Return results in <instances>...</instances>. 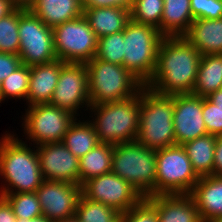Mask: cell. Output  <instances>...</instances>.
Wrapping results in <instances>:
<instances>
[{
	"label": "cell",
	"instance_id": "obj_37",
	"mask_svg": "<svg viewBox=\"0 0 222 222\" xmlns=\"http://www.w3.org/2000/svg\"><path fill=\"white\" fill-rule=\"evenodd\" d=\"M21 64L19 55L0 52V82L13 73Z\"/></svg>",
	"mask_w": 222,
	"mask_h": 222
},
{
	"label": "cell",
	"instance_id": "obj_44",
	"mask_svg": "<svg viewBox=\"0 0 222 222\" xmlns=\"http://www.w3.org/2000/svg\"><path fill=\"white\" fill-rule=\"evenodd\" d=\"M17 222H50V221L45 216L40 215V216L32 218L30 220L17 219Z\"/></svg>",
	"mask_w": 222,
	"mask_h": 222
},
{
	"label": "cell",
	"instance_id": "obj_29",
	"mask_svg": "<svg viewBox=\"0 0 222 222\" xmlns=\"http://www.w3.org/2000/svg\"><path fill=\"white\" fill-rule=\"evenodd\" d=\"M11 206L17 219L30 220L42 215V209L36 192L0 193Z\"/></svg>",
	"mask_w": 222,
	"mask_h": 222
},
{
	"label": "cell",
	"instance_id": "obj_1",
	"mask_svg": "<svg viewBox=\"0 0 222 222\" xmlns=\"http://www.w3.org/2000/svg\"><path fill=\"white\" fill-rule=\"evenodd\" d=\"M201 56L184 36L164 37L154 74L145 86L162 95L191 94Z\"/></svg>",
	"mask_w": 222,
	"mask_h": 222
},
{
	"label": "cell",
	"instance_id": "obj_26",
	"mask_svg": "<svg viewBox=\"0 0 222 222\" xmlns=\"http://www.w3.org/2000/svg\"><path fill=\"white\" fill-rule=\"evenodd\" d=\"M215 143L216 136L207 134L182 145L199 177L213 176Z\"/></svg>",
	"mask_w": 222,
	"mask_h": 222
},
{
	"label": "cell",
	"instance_id": "obj_28",
	"mask_svg": "<svg viewBox=\"0 0 222 222\" xmlns=\"http://www.w3.org/2000/svg\"><path fill=\"white\" fill-rule=\"evenodd\" d=\"M121 213L102 203L87 199L81 194L75 218L79 222H120Z\"/></svg>",
	"mask_w": 222,
	"mask_h": 222
},
{
	"label": "cell",
	"instance_id": "obj_8",
	"mask_svg": "<svg viewBox=\"0 0 222 222\" xmlns=\"http://www.w3.org/2000/svg\"><path fill=\"white\" fill-rule=\"evenodd\" d=\"M199 179L182 145L156 150V195L190 194Z\"/></svg>",
	"mask_w": 222,
	"mask_h": 222
},
{
	"label": "cell",
	"instance_id": "obj_9",
	"mask_svg": "<svg viewBox=\"0 0 222 222\" xmlns=\"http://www.w3.org/2000/svg\"><path fill=\"white\" fill-rule=\"evenodd\" d=\"M53 40L57 59L65 63L86 64L97 52L98 38L83 15L53 28Z\"/></svg>",
	"mask_w": 222,
	"mask_h": 222
},
{
	"label": "cell",
	"instance_id": "obj_32",
	"mask_svg": "<svg viewBox=\"0 0 222 222\" xmlns=\"http://www.w3.org/2000/svg\"><path fill=\"white\" fill-rule=\"evenodd\" d=\"M30 66L21 64L13 73L1 81L2 98H25L28 94Z\"/></svg>",
	"mask_w": 222,
	"mask_h": 222
},
{
	"label": "cell",
	"instance_id": "obj_20",
	"mask_svg": "<svg viewBox=\"0 0 222 222\" xmlns=\"http://www.w3.org/2000/svg\"><path fill=\"white\" fill-rule=\"evenodd\" d=\"M184 38L201 55L222 54V18L194 19Z\"/></svg>",
	"mask_w": 222,
	"mask_h": 222
},
{
	"label": "cell",
	"instance_id": "obj_46",
	"mask_svg": "<svg viewBox=\"0 0 222 222\" xmlns=\"http://www.w3.org/2000/svg\"><path fill=\"white\" fill-rule=\"evenodd\" d=\"M3 101V98H2V89H1V82H0V103Z\"/></svg>",
	"mask_w": 222,
	"mask_h": 222
},
{
	"label": "cell",
	"instance_id": "obj_2",
	"mask_svg": "<svg viewBox=\"0 0 222 222\" xmlns=\"http://www.w3.org/2000/svg\"><path fill=\"white\" fill-rule=\"evenodd\" d=\"M15 136L7 133L0 139V176L5 180L0 193L36 192L44 181L37 151Z\"/></svg>",
	"mask_w": 222,
	"mask_h": 222
},
{
	"label": "cell",
	"instance_id": "obj_13",
	"mask_svg": "<svg viewBox=\"0 0 222 222\" xmlns=\"http://www.w3.org/2000/svg\"><path fill=\"white\" fill-rule=\"evenodd\" d=\"M49 104L68 110L75 116L79 115L80 108L87 106L86 110L89 109L88 69L85 63H65L62 66Z\"/></svg>",
	"mask_w": 222,
	"mask_h": 222
},
{
	"label": "cell",
	"instance_id": "obj_21",
	"mask_svg": "<svg viewBox=\"0 0 222 222\" xmlns=\"http://www.w3.org/2000/svg\"><path fill=\"white\" fill-rule=\"evenodd\" d=\"M83 16L97 38L124 31L131 20L130 10L120 7L86 8Z\"/></svg>",
	"mask_w": 222,
	"mask_h": 222
},
{
	"label": "cell",
	"instance_id": "obj_40",
	"mask_svg": "<svg viewBox=\"0 0 222 222\" xmlns=\"http://www.w3.org/2000/svg\"><path fill=\"white\" fill-rule=\"evenodd\" d=\"M0 222H17L10 204L0 196Z\"/></svg>",
	"mask_w": 222,
	"mask_h": 222
},
{
	"label": "cell",
	"instance_id": "obj_5",
	"mask_svg": "<svg viewBox=\"0 0 222 222\" xmlns=\"http://www.w3.org/2000/svg\"><path fill=\"white\" fill-rule=\"evenodd\" d=\"M142 197L156 195V150L137 141L113 146L112 171Z\"/></svg>",
	"mask_w": 222,
	"mask_h": 222
},
{
	"label": "cell",
	"instance_id": "obj_30",
	"mask_svg": "<svg viewBox=\"0 0 222 222\" xmlns=\"http://www.w3.org/2000/svg\"><path fill=\"white\" fill-rule=\"evenodd\" d=\"M19 8L0 19V52L19 55Z\"/></svg>",
	"mask_w": 222,
	"mask_h": 222
},
{
	"label": "cell",
	"instance_id": "obj_16",
	"mask_svg": "<svg viewBox=\"0 0 222 222\" xmlns=\"http://www.w3.org/2000/svg\"><path fill=\"white\" fill-rule=\"evenodd\" d=\"M173 124L177 145L207 135L202 115V97L192 93L174 95Z\"/></svg>",
	"mask_w": 222,
	"mask_h": 222
},
{
	"label": "cell",
	"instance_id": "obj_38",
	"mask_svg": "<svg viewBox=\"0 0 222 222\" xmlns=\"http://www.w3.org/2000/svg\"><path fill=\"white\" fill-rule=\"evenodd\" d=\"M82 8L120 7L131 11L133 0H80Z\"/></svg>",
	"mask_w": 222,
	"mask_h": 222
},
{
	"label": "cell",
	"instance_id": "obj_24",
	"mask_svg": "<svg viewBox=\"0 0 222 222\" xmlns=\"http://www.w3.org/2000/svg\"><path fill=\"white\" fill-rule=\"evenodd\" d=\"M222 89V54L202 55L192 94L208 97Z\"/></svg>",
	"mask_w": 222,
	"mask_h": 222
},
{
	"label": "cell",
	"instance_id": "obj_23",
	"mask_svg": "<svg viewBox=\"0 0 222 222\" xmlns=\"http://www.w3.org/2000/svg\"><path fill=\"white\" fill-rule=\"evenodd\" d=\"M160 33L164 37L184 36L194 21L190 0H163Z\"/></svg>",
	"mask_w": 222,
	"mask_h": 222
},
{
	"label": "cell",
	"instance_id": "obj_42",
	"mask_svg": "<svg viewBox=\"0 0 222 222\" xmlns=\"http://www.w3.org/2000/svg\"><path fill=\"white\" fill-rule=\"evenodd\" d=\"M212 103L217 105V108L222 110V89L214 91L207 97Z\"/></svg>",
	"mask_w": 222,
	"mask_h": 222
},
{
	"label": "cell",
	"instance_id": "obj_31",
	"mask_svg": "<svg viewBox=\"0 0 222 222\" xmlns=\"http://www.w3.org/2000/svg\"><path fill=\"white\" fill-rule=\"evenodd\" d=\"M163 0H133L131 20L156 27L160 31Z\"/></svg>",
	"mask_w": 222,
	"mask_h": 222
},
{
	"label": "cell",
	"instance_id": "obj_11",
	"mask_svg": "<svg viewBox=\"0 0 222 222\" xmlns=\"http://www.w3.org/2000/svg\"><path fill=\"white\" fill-rule=\"evenodd\" d=\"M19 57L23 65L47 64L57 60L53 29L29 9L19 8Z\"/></svg>",
	"mask_w": 222,
	"mask_h": 222
},
{
	"label": "cell",
	"instance_id": "obj_45",
	"mask_svg": "<svg viewBox=\"0 0 222 222\" xmlns=\"http://www.w3.org/2000/svg\"><path fill=\"white\" fill-rule=\"evenodd\" d=\"M54 222H79L75 217L70 218V219H65L62 221H54Z\"/></svg>",
	"mask_w": 222,
	"mask_h": 222
},
{
	"label": "cell",
	"instance_id": "obj_25",
	"mask_svg": "<svg viewBox=\"0 0 222 222\" xmlns=\"http://www.w3.org/2000/svg\"><path fill=\"white\" fill-rule=\"evenodd\" d=\"M113 145L99 143L79 158V185L112 171Z\"/></svg>",
	"mask_w": 222,
	"mask_h": 222
},
{
	"label": "cell",
	"instance_id": "obj_7",
	"mask_svg": "<svg viewBox=\"0 0 222 222\" xmlns=\"http://www.w3.org/2000/svg\"><path fill=\"white\" fill-rule=\"evenodd\" d=\"M164 36L151 25L130 20L123 31V66L144 86L154 74L158 47Z\"/></svg>",
	"mask_w": 222,
	"mask_h": 222
},
{
	"label": "cell",
	"instance_id": "obj_35",
	"mask_svg": "<svg viewBox=\"0 0 222 222\" xmlns=\"http://www.w3.org/2000/svg\"><path fill=\"white\" fill-rule=\"evenodd\" d=\"M202 115L207 133L214 136L222 135V110L207 97H202Z\"/></svg>",
	"mask_w": 222,
	"mask_h": 222
},
{
	"label": "cell",
	"instance_id": "obj_4",
	"mask_svg": "<svg viewBox=\"0 0 222 222\" xmlns=\"http://www.w3.org/2000/svg\"><path fill=\"white\" fill-rule=\"evenodd\" d=\"M99 143L118 145L136 141L139 131L140 91L125 100L90 105Z\"/></svg>",
	"mask_w": 222,
	"mask_h": 222
},
{
	"label": "cell",
	"instance_id": "obj_39",
	"mask_svg": "<svg viewBox=\"0 0 222 222\" xmlns=\"http://www.w3.org/2000/svg\"><path fill=\"white\" fill-rule=\"evenodd\" d=\"M213 176H222V135L216 136Z\"/></svg>",
	"mask_w": 222,
	"mask_h": 222
},
{
	"label": "cell",
	"instance_id": "obj_14",
	"mask_svg": "<svg viewBox=\"0 0 222 222\" xmlns=\"http://www.w3.org/2000/svg\"><path fill=\"white\" fill-rule=\"evenodd\" d=\"M42 215L50 222L75 217L82 186L67 182L44 180L36 190Z\"/></svg>",
	"mask_w": 222,
	"mask_h": 222
},
{
	"label": "cell",
	"instance_id": "obj_15",
	"mask_svg": "<svg viewBox=\"0 0 222 222\" xmlns=\"http://www.w3.org/2000/svg\"><path fill=\"white\" fill-rule=\"evenodd\" d=\"M34 147L44 180L79 185V158L63 142L45 143Z\"/></svg>",
	"mask_w": 222,
	"mask_h": 222
},
{
	"label": "cell",
	"instance_id": "obj_27",
	"mask_svg": "<svg viewBox=\"0 0 222 222\" xmlns=\"http://www.w3.org/2000/svg\"><path fill=\"white\" fill-rule=\"evenodd\" d=\"M76 118L64 135L63 144L78 158L86 155L99 144L93 124Z\"/></svg>",
	"mask_w": 222,
	"mask_h": 222
},
{
	"label": "cell",
	"instance_id": "obj_17",
	"mask_svg": "<svg viewBox=\"0 0 222 222\" xmlns=\"http://www.w3.org/2000/svg\"><path fill=\"white\" fill-rule=\"evenodd\" d=\"M147 198L156 206L158 222H203L191 194H162Z\"/></svg>",
	"mask_w": 222,
	"mask_h": 222
},
{
	"label": "cell",
	"instance_id": "obj_41",
	"mask_svg": "<svg viewBox=\"0 0 222 222\" xmlns=\"http://www.w3.org/2000/svg\"><path fill=\"white\" fill-rule=\"evenodd\" d=\"M16 7L9 0H0V19L12 13Z\"/></svg>",
	"mask_w": 222,
	"mask_h": 222
},
{
	"label": "cell",
	"instance_id": "obj_3",
	"mask_svg": "<svg viewBox=\"0 0 222 222\" xmlns=\"http://www.w3.org/2000/svg\"><path fill=\"white\" fill-rule=\"evenodd\" d=\"M174 95H162L143 86L140 90L139 131L136 141L158 150L176 145L174 124Z\"/></svg>",
	"mask_w": 222,
	"mask_h": 222
},
{
	"label": "cell",
	"instance_id": "obj_10",
	"mask_svg": "<svg viewBox=\"0 0 222 222\" xmlns=\"http://www.w3.org/2000/svg\"><path fill=\"white\" fill-rule=\"evenodd\" d=\"M23 116L24 133L36 146L62 142L70 125L77 118L70 111L49 103L28 106Z\"/></svg>",
	"mask_w": 222,
	"mask_h": 222
},
{
	"label": "cell",
	"instance_id": "obj_6",
	"mask_svg": "<svg viewBox=\"0 0 222 222\" xmlns=\"http://www.w3.org/2000/svg\"><path fill=\"white\" fill-rule=\"evenodd\" d=\"M90 105L122 101L136 95L144 86L124 66L96 57L86 63Z\"/></svg>",
	"mask_w": 222,
	"mask_h": 222
},
{
	"label": "cell",
	"instance_id": "obj_36",
	"mask_svg": "<svg viewBox=\"0 0 222 222\" xmlns=\"http://www.w3.org/2000/svg\"><path fill=\"white\" fill-rule=\"evenodd\" d=\"M194 19L222 18V0H190Z\"/></svg>",
	"mask_w": 222,
	"mask_h": 222
},
{
	"label": "cell",
	"instance_id": "obj_43",
	"mask_svg": "<svg viewBox=\"0 0 222 222\" xmlns=\"http://www.w3.org/2000/svg\"><path fill=\"white\" fill-rule=\"evenodd\" d=\"M16 8L30 9L36 0H9Z\"/></svg>",
	"mask_w": 222,
	"mask_h": 222
},
{
	"label": "cell",
	"instance_id": "obj_34",
	"mask_svg": "<svg viewBox=\"0 0 222 222\" xmlns=\"http://www.w3.org/2000/svg\"><path fill=\"white\" fill-rule=\"evenodd\" d=\"M120 222H158L156 206L143 197L127 212L121 213Z\"/></svg>",
	"mask_w": 222,
	"mask_h": 222
},
{
	"label": "cell",
	"instance_id": "obj_12",
	"mask_svg": "<svg viewBox=\"0 0 222 222\" xmlns=\"http://www.w3.org/2000/svg\"><path fill=\"white\" fill-rule=\"evenodd\" d=\"M82 194L120 213L127 212L143 198L132 185L112 172L86 181L82 185Z\"/></svg>",
	"mask_w": 222,
	"mask_h": 222
},
{
	"label": "cell",
	"instance_id": "obj_18",
	"mask_svg": "<svg viewBox=\"0 0 222 222\" xmlns=\"http://www.w3.org/2000/svg\"><path fill=\"white\" fill-rule=\"evenodd\" d=\"M64 64L65 62L57 59L47 64L30 66V81L26 97L28 106L50 103Z\"/></svg>",
	"mask_w": 222,
	"mask_h": 222
},
{
	"label": "cell",
	"instance_id": "obj_33",
	"mask_svg": "<svg viewBox=\"0 0 222 222\" xmlns=\"http://www.w3.org/2000/svg\"><path fill=\"white\" fill-rule=\"evenodd\" d=\"M95 57L105 62L123 66V31L98 38Z\"/></svg>",
	"mask_w": 222,
	"mask_h": 222
},
{
	"label": "cell",
	"instance_id": "obj_19",
	"mask_svg": "<svg viewBox=\"0 0 222 222\" xmlns=\"http://www.w3.org/2000/svg\"><path fill=\"white\" fill-rule=\"evenodd\" d=\"M203 222L222 220V176H204L190 193Z\"/></svg>",
	"mask_w": 222,
	"mask_h": 222
},
{
	"label": "cell",
	"instance_id": "obj_22",
	"mask_svg": "<svg viewBox=\"0 0 222 222\" xmlns=\"http://www.w3.org/2000/svg\"><path fill=\"white\" fill-rule=\"evenodd\" d=\"M29 10L52 29L83 15L80 0H36Z\"/></svg>",
	"mask_w": 222,
	"mask_h": 222
}]
</instances>
